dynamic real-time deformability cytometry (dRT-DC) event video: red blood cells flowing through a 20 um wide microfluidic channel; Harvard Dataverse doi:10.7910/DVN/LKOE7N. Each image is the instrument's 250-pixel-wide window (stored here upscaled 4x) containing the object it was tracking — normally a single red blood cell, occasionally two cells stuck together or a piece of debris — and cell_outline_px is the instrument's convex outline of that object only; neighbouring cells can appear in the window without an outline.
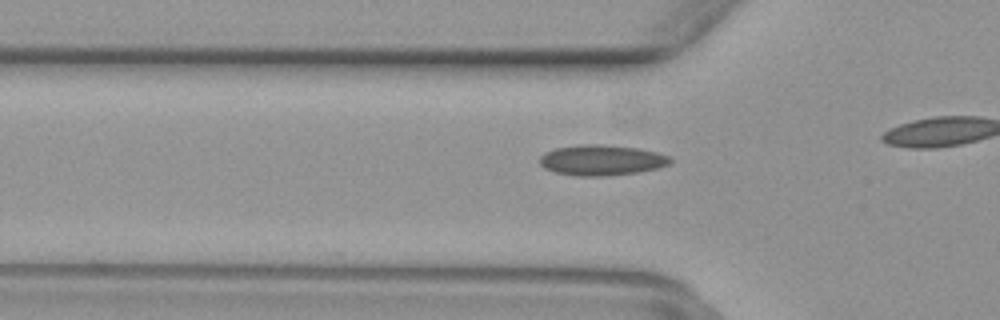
{"species": "common noctule bat (a hibernating species)", "species_latin": "Nyctalus noctula", "temperature_condition": "warm", "stored_images_in_passage": 28, "camera_frame_rate_fps": 3000, "um_per_image_px": 0.085, "animal": {"sex": "female", "body_mass_g": 29.2, "forearm_length_mm": 56.3}, "frame": {"image": 1, "passage_image": 5, "time_ms": 1.333, "image_size_px": [1000, 320], "cell_outline_px": [[672, 160], [668, 164], [660, 168], [640, 172], [608, 176], [576, 176], [556, 172], [544, 168], [540, 164], [540, 156], [544, 152], [556, 148], [580, 144], [596, 144], [636, 148], [656, 152], [668, 156]], "centroid_in_image_um": [51.12, 13.62], "position_along_channel_um": 74.7, "area_um2": 23.24}}
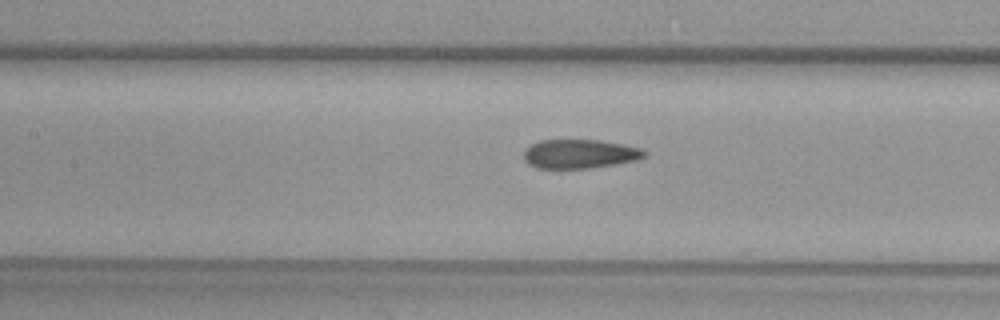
{"frame": {"image": 2, "passage_image": 11, "time_ms": 3.333, "image_size_px": [1000, 320], "cell_outline_px": [[648, 156], [636, 160], [616, 164], [588, 168], [536, 168], [528, 164], [524, 160], [524, 152], [532, 144], [540, 140], [600, 140], [624, 144], [640, 148], [648, 152]], "centroid_in_image_um": [49.31, 13.08], "position_along_channel_um": 158.1, "area_um2": 20.46}}
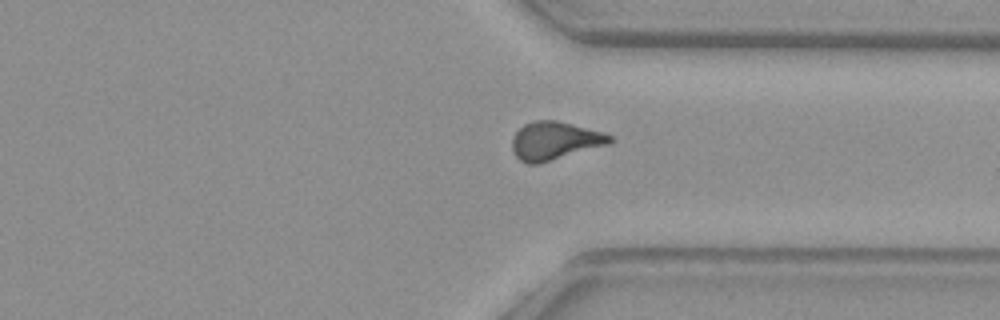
{"frame": {"image": 3, "passage_image": 26, "time_ms": 8.333, "image_size_px": [1000, 320], "cell_outline_px": [[616, 140], [608, 144], [540, 164], [528, 164], [520, 160], [516, 156], [512, 148], [512, 136], [524, 124], [536, 120], [556, 120], [604, 132], [612, 136]], "centroid_in_image_um": [47.16, 11.97], "position_along_channel_um": 364.2, "area_um2": 21.79}}